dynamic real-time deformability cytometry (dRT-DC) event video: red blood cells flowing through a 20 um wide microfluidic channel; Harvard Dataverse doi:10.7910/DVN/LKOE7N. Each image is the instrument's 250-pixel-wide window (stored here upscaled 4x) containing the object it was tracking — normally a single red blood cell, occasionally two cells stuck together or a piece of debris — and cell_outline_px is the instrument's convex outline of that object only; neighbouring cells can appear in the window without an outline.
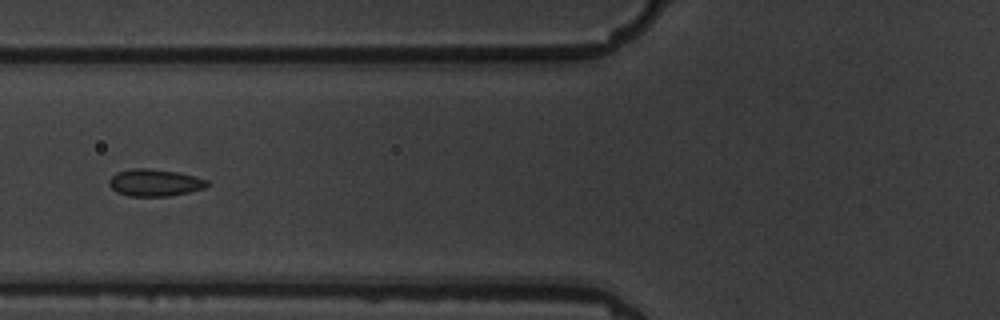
{"species": "common noctule bat (a hibernating species)", "species_latin": "Nyctalus noctula", "temperature_condition": "warm", "stored_images_in_passage": 9, "camera_frame_rate_fps": 3000, "um_per_image_px": 0.085, "animal": {"sex": "male", "body_mass_g": 19.5, "forearm_length_mm": 54.6}, "frame": {"image": 1, "passage_image": 6, "time_ms": 5.667, "image_size_px": [1000, 320], "cell_outline_px": [[208, 184], [204, 188], [188, 192], [168, 196], [128, 196], [116, 192], [108, 184], [108, 180], [116, 172], [132, 168], [148, 168], [180, 172], [196, 176], [208, 180]], "centroid_in_image_um": [13.13, 15.51], "position_along_channel_um": 112.7, "area_um2": 15.61}}
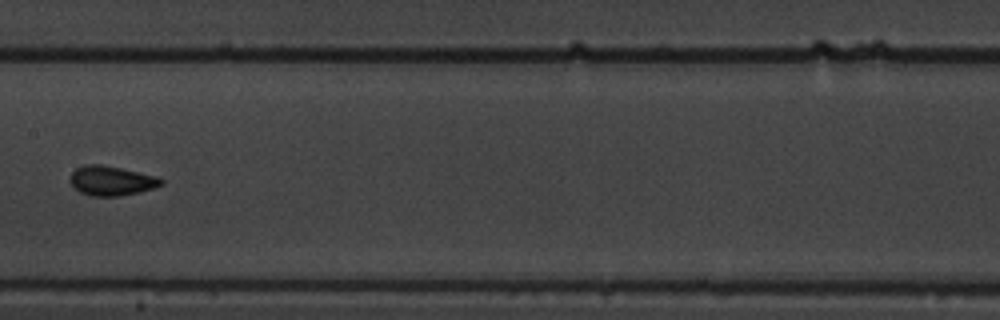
{"frame": {"image": 2, "passage_image": 8, "time_ms": 8.0, "image_size_px": [1000, 320], "cell_outline_px": [[164, 184], [152, 188], [120, 196], [92, 196], [80, 192], [72, 184], [72, 172], [76, 168], [84, 164], [100, 164], [120, 168], [156, 176], [164, 180]], "centroid_in_image_um": [9.48, 15.35], "position_along_channel_um": 197.9, "area_um2": 15.37}}
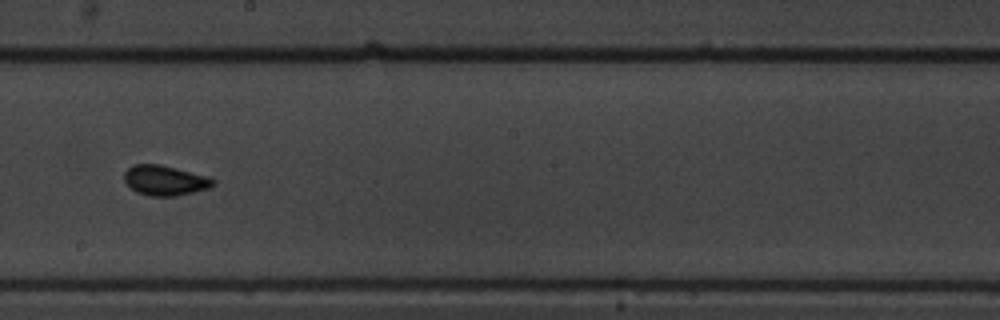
{"frame": {"image": 3, "passage_image": 9, "time_ms": 9.0, "image_size_px": [1000, 320], "cell_outline_px": [[216, 184], [208, 188], [176, 196], [152, 196], [136, 192], [124, 180], [124, 172], [132, 164], [160, 164], [212, 176], [216, 180]], "centroid_in_image_um": [14.07, 15.31], "position_along_channel_um": 234.1, "area_um2": 15.78}}